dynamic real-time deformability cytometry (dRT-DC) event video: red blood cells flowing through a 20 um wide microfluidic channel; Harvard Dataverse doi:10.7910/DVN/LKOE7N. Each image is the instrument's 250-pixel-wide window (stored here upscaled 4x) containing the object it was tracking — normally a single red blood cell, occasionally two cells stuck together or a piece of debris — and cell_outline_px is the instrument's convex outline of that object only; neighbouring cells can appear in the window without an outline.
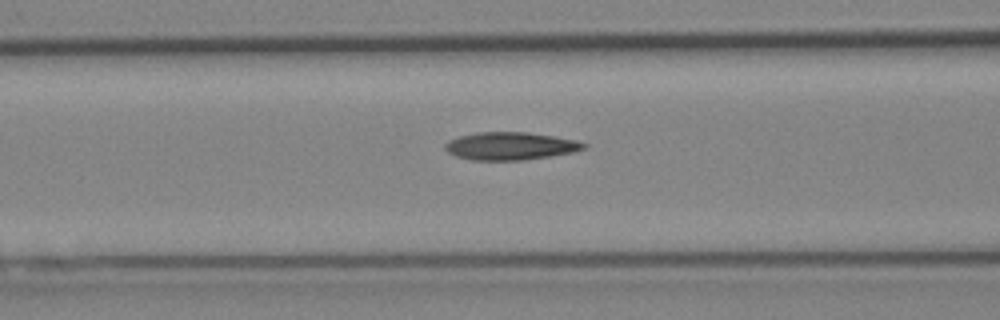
{"species": "Egyptian fruit bat (a non-hibernating species)", "species_latin": "Rousettus aegyptiacus", "temperature_condition": "cold", "stored_images_in_passage": 36, "camera_frame_rate_fps": 3000, "um_per_image_px": 0.085, "animal": {"sex": "female"}, "frame": {"image": 1, "passage_image": 16, "time_ms": 5.0, "image_size_px": [1000, 320], "cell_outline_px": [[588, 144], [584, 148], [572, 152], [548, 156], [520, 160], [472, 160], [456, 156], [448, 152], [444, 148], [444, 144], [448, 140], [460, 136], [476, 132], [528, 132], [576, 140]], "centroid_in_image_um": [43.33, 12.4], "position_along_channel_um": 123.3, "area_um2": 22.25}}
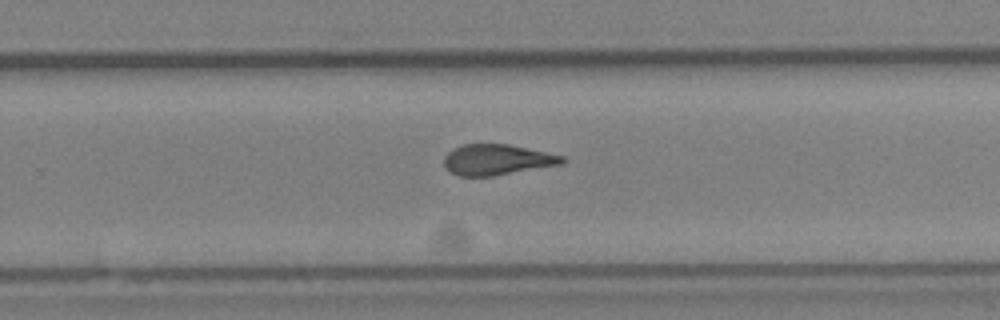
{"frame": {"image": 2, "passage_image": 28, "time_ms": 9.0, "image_size_px": [1000, 320], "cell_outline_px": [[568, 160], [564, 164], [492, 176], [460, 176], [452, 172], [444, 164], [444, 156], [452, 148], [460, 144], [508, 144], [564, 156]], "centroid_in_image_um": [42.27, 13.57], "position_along_channel_um": 287.5, "area_um2": 21.15}}
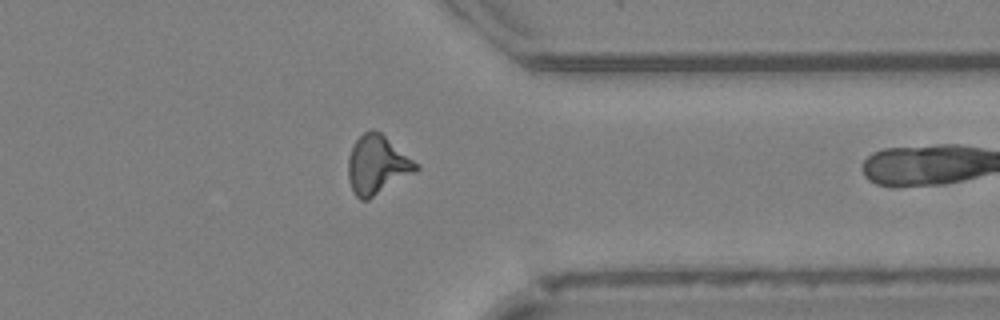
{"frame": {"image": 3, "passage_image": 35, "time_ms": 11.333, "image_size_px": [1000, 320], "cell_outline_px": [[420, 168], [416, 172], [368, 200], [360, 200], [356, 196], [352, 188], [348, 176], [348, 156], [352, 144], [368, 128], [372, 128], [380, 132], [420, 164]], "centroid_in_image_um": [32.07, 13.99], "position_along_channel_um": 379.3, "area_um2": 23.47}}